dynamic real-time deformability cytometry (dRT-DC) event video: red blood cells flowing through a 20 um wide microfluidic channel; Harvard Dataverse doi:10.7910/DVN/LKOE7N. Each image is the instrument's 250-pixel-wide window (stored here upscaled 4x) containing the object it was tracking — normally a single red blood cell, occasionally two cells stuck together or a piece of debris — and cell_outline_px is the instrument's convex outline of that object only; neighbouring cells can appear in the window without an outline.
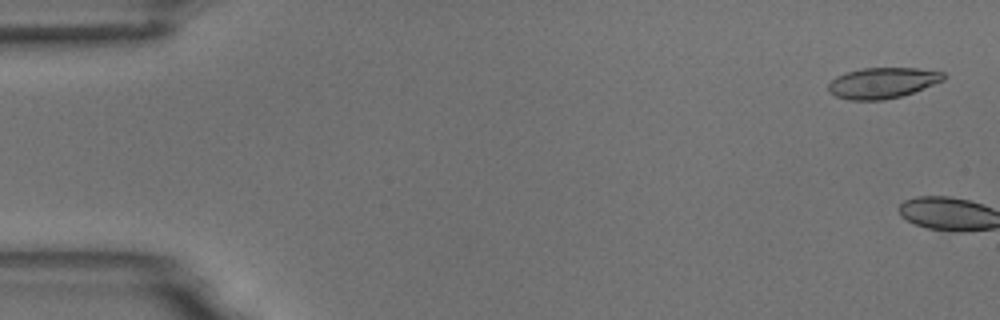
{"species": "common noctule bat (a hibernating species)", "species_latin": "Nyctalus noctula", "temperature_condition": "room temperature", "stored_images_in_passage": 4, "camera_frame_rate_fps": 3000, "um_per_image_px": 0.085, "animal": {"sex": "male", "body_mass_g": 18.8}, "frame": {"image": 1, "passage_image": 2, "time_ms": 0.333, "image_size_px": [1000, 320], "cell_outline_px": [[948, 76], [944, 80], [912, 92], [900, 96], [884, 100], [848, 100], [836, 96], [828, 92], [828, 84], [836, 76], [844, 72], [864, 68], [920, 68], [944, 72]], "centroid_in_image_um": [75.0, 7.04], "position_along_channel_um": 10.0, "area_um2": 20.75}}